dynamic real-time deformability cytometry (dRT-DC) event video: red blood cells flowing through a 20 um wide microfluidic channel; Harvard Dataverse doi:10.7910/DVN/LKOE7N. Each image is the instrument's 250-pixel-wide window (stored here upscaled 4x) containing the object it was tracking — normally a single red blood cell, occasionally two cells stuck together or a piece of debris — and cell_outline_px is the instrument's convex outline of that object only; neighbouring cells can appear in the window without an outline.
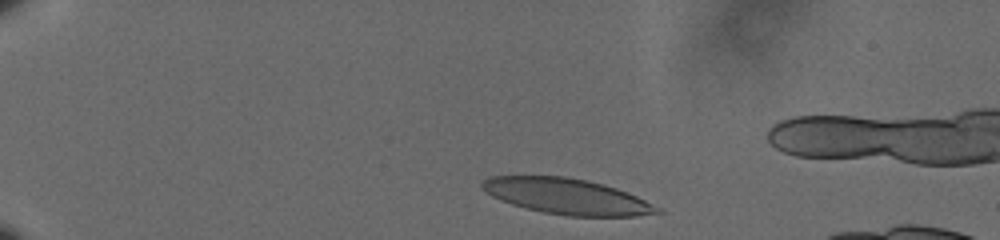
{"species": "human", "species_latin": "Homo sapiens", "temperature_condition": "cold", "stored_images_in_passage": 43, "camera_frame_rate_fps": 3000, "um_per_image_px": 0.085, "donor": {"sex": "male"}, "frame": {"image": 1, "passage_image": 2, "time_ms": 0.333, "image_size_px": [1000, 240], "cell_outline_px": [[664, 212], [636, 216], [568, 216], [544, 212], [512, 204], [500, 200], [492, 196], [480, 184], [484, 180], [492, 176], [564, 176], [588, 180], [604, 184], [628, 192], [660, 208]], "centroid_in_image_um": [48.21, 16.69], "position_along_channel_um": 36.8, "area_um2": 36.13}}
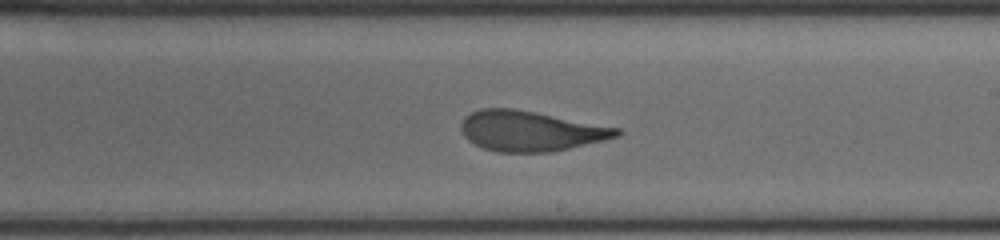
{"frame": {"image": 2, "passage_image": 26, "time_ms": 8.333, "image_size_px": [1000, 240], "cell_outline_px": [[624, 132], [620, 136], [552, 152], [496, 152], [484, 148], [468, 140], [464, 136], [460, 128], [460, 124], [464, 116], [480, 108], [512, 108], [536, 112], [620, 128]], "centroid_in_image_um": [45.08, 11.13], "position_along_channel_um": 243.9, "area_um2": 36.53}}
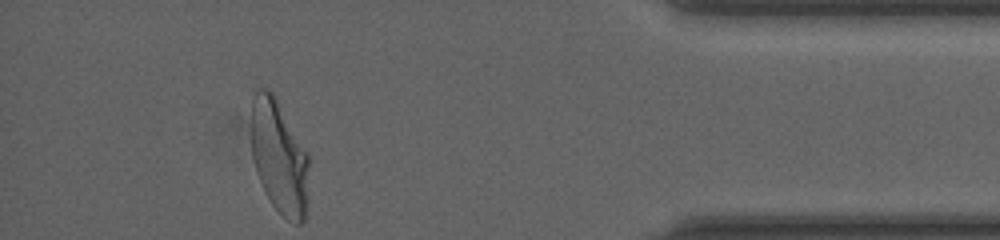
{"frame": {"image": 3, "passage_image": 43, "time_ms": 14.0, "image_size_px": [1000, 240], "cell_outline_px": [[308, 164], [304, 220], [300, 224], [296, 224], [288, 220], [272, 204], [264, 192], [256, 172], [252, 156], [252, 100], [256, 88], [268, 88], [272, 92], [308, 152]], "centroid_in_image_um": [23.71, 13.32], "position_along_channel_um": 411.5, "area_um2": 37.8}, "authors_computed_cell_mechanics": {"area_um2": 37.1076, "velocity_mm_per_s": 3.5867, "shape_relaxation_time_tau1_ms": 6.1787, "shape_relaxation_time_tau2_ms": 1.4998, "deformation_change_tau1": 0.2248, "deformation_change_tau2": 0.1023}}